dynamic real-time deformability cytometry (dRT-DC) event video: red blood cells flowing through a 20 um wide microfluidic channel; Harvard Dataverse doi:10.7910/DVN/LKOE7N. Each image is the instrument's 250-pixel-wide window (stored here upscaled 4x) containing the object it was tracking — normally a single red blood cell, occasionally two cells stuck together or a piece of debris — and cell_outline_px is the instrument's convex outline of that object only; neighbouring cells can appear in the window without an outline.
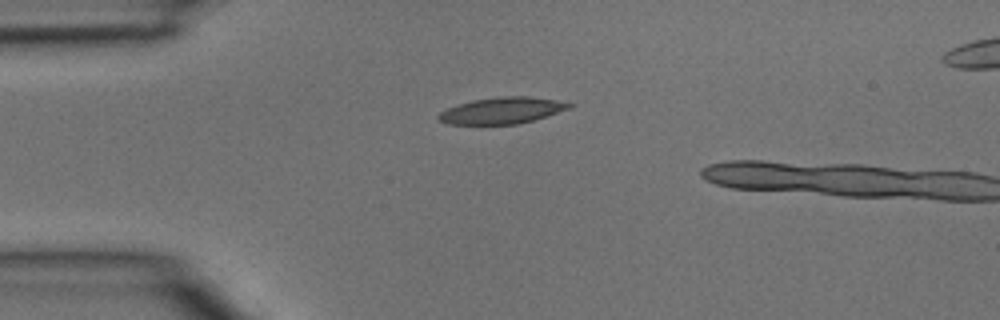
{"species": "common noctule bat (a hibernating species)", "species_latin": "Nyctalus noctula", "temperature_condition": "room temperature", "stored_images_in_passage": 3, "camera_frame_rate_fps": 3000, "um_per_image_px": 0.085, "animal": {"sex": "male", "body_mass_g": 15.6}, "frame": {"image": 1, "passage_image": 1, "time_ms": 0.0, "image_size_px": [1000, 320], "cell_outline_px": [[572, 108], [532, 120], [516, 124], [448, 124], [440, 120], [436, 116], [440, 112], [448, 108], [472, 100], [496, 96], [528, 96], [556, 100], [572, 104]], "centroid_in_image_um": [42.66, 9.38], "position_along_channel_um": 42.3, "area_um2": 19.94}}